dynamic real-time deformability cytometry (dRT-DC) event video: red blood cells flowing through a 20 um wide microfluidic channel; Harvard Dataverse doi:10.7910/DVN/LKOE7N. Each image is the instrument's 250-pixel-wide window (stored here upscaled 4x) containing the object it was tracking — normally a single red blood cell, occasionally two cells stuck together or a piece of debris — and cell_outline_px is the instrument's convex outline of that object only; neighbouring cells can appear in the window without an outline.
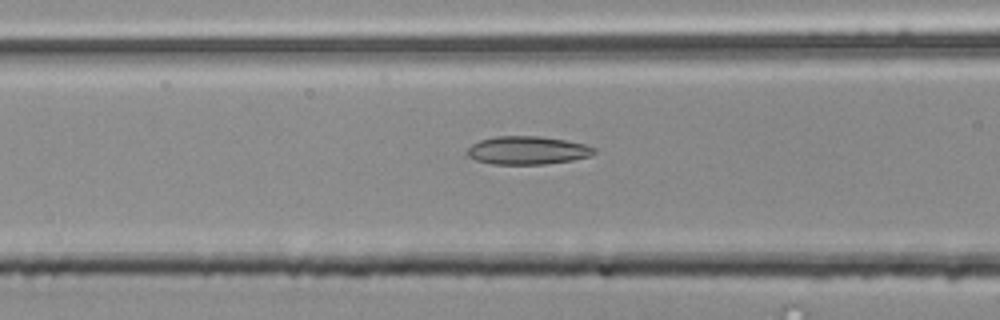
{"species": "common noctule bat (a hibernating species)", "species_latin": "Nyctalus noctula", "temperature_condition": "room temperature", "stored_images_in_passage": 43, "camera_frame_rate_fps": 3000, "um_per_image_px": 0.085, "animal": {"sex": "male", "body_mass_g": 20.4}, "frame": {"image": 1, "passage_image": 10, "time_ms": 3.0, "image_size_px": [1000, 320], "cell_outline_px": [[596, 152], [588, 156], [572, 160], [544, 164], [492, 164], [476, 160], [468, 156], [468, 148], [472, 144], [480, 140], [496, 136], [536, 136], [564, 140], [584, 144], [596, 148]], "centroid_in_image_um": [44.82, 12.78], "position_along_channel_um": 121.8, "area_um2": 20.63}}
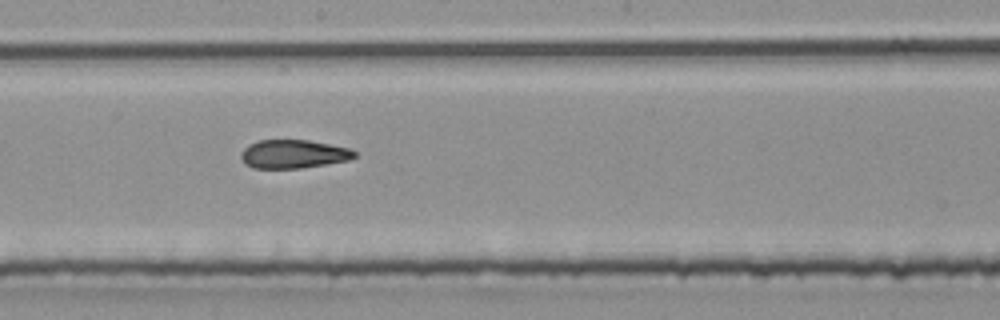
{"frame": {"image": 2, "passage_image": 18, "time_ms": 5.667, "image_size_px": [1000, 320], "cell_outline_px": [[356, 156], [348, 160], [300, 168], [252, 168], [240, 156], [244, 148], [248, 144], [256, 140], [308, 140], [348, 148], [356, 152]], "centroid_in_image_um": [24.92, 13.08], "position_along_channel_um": 223.3, "area_um2": 18.61}}
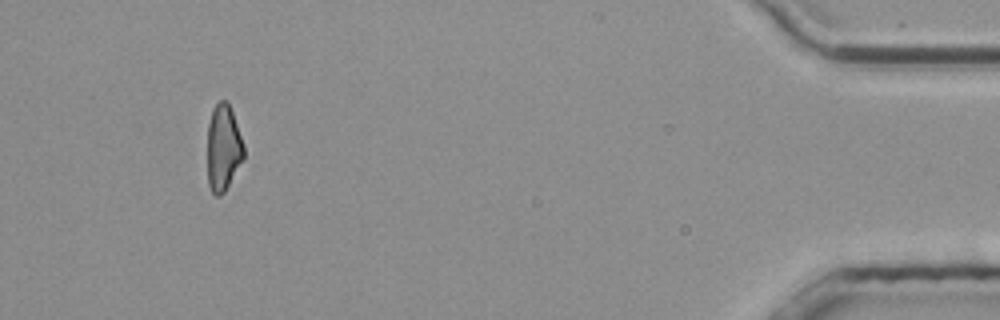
{"frame": {"image": 3, "passage_image": 39, "time_ms": 12.667, "image_size_px": [1000, 320], "cell_outline_px": [[244, 160], [224, 192], [220, 196], [216, 196], [212, 192], [208, 184], [208, 124], [212, 108], [220, 100], [228, 100], [244, 144]], "centroid_in_image_um": [18.99, 12.55], "position_along_channel_um": 416.2, "area_um2": 18.5}, "authors_computed_cell_mechanics": {"area_um2": 19.5942, "velocity_mm_per_s": 3.802, "shape_relaxation_time_tau1_ms": null, "shape_relaxation_time_tau2_ms": 4.0995, "deformation_change_tau1": null, "deformation_change_tau2": 0.1179}}